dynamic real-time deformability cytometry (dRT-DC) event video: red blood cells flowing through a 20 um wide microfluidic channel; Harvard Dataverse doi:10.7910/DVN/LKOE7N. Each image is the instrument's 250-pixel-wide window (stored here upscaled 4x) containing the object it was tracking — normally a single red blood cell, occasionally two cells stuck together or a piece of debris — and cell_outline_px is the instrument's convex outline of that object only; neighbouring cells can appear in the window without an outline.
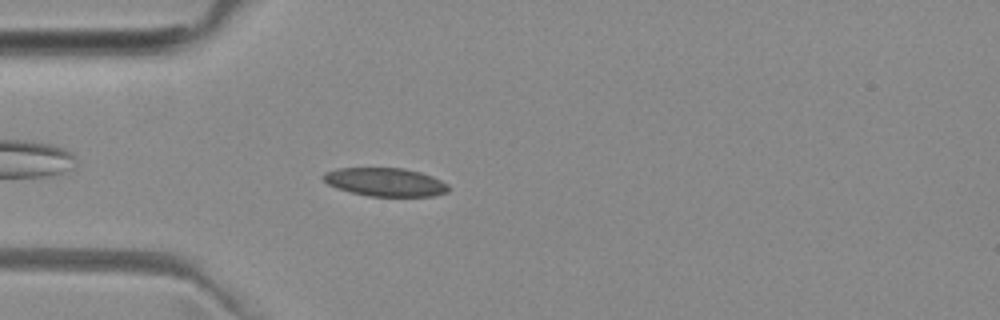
{"species": "common noctule bat (a hibernating species)", "species_latin": "Nyctalus noctula", "temperature_condition": "room temperature", "stored_images_in_passage": 42, "camera_frame_rate_fps": 3000, "um_per_image_px": 0.085, "animal": {"sex": "female", "body_mass_g": 29.2, "forearm_length_mm": 56.3}, "frame": {"image": 1, "passage_image": 4, "time_ms": 1.0, "image_size_px": [1000, 320], "cell_outline_px": [[448, 192], [432, 196], [368, 196], [336, 188], [328, 184], [320, 176], [324, 172], [336, 168], [404, 168], [420, 172], [432, 176], [448, 184]], "centroid_in_image_um": [32.72, 15.47], "position_along_channel_um": 52.3, "area_um2": 20.75}}
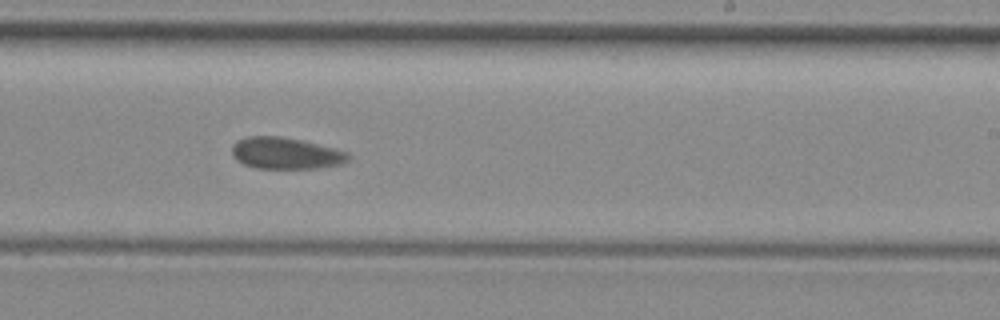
{"frame": {"image": 2, "passage_image": 21, "time_ms": 6.667, "image_size_px": [1000, 320], "cell_outline_px": [[352, 156], [348, 160], [340, 164], [316, 168], [256, 168], [244, 164], [236, 160], [232, 152], [232, 144], [236, 140], [248, 136], [280, 136], [300, 140], [348, 152]], "centroid_in_image_um": [24.25, 13.02], "position_along_channel_um": 264.7, "area_um2": 21.27}}
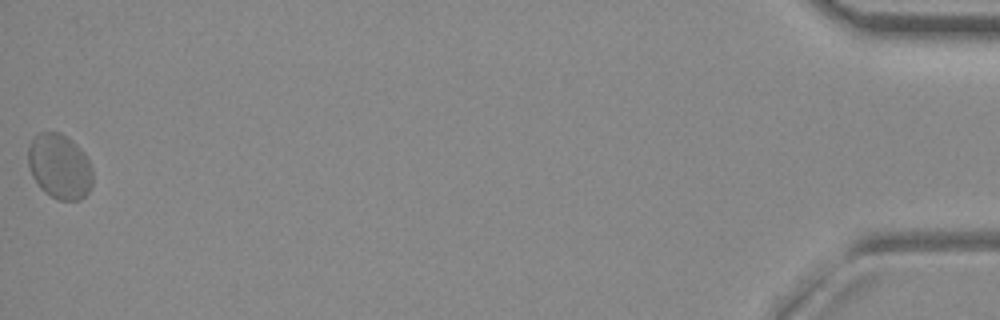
{"frame": {"image": 3, "passage_image": 42, "time_ms": 13.667, "image_size_px": [1000, 320], "cell_outline_px": [[92, 184], [88, 192], [80, 200], [60, 200], [44, 192], [40, 188], [32, 176], [28, 164], [28, 148], [32, 140], [40, 132], [60, 132], [76, 144], [84, 152], [92, 168]], "centroid_in_image_um": [5.06, 14.15], "position_along_channel_um": 430.1, "area_um2": 24.39}, "authors_computed_cell_mechanics": {"area_um2": 21.9062, "velocity_mm_per_s": 3.8998, "shape_relaxation_time_tau1_ms": null, "shape_relaxation_time_tau2_ms": 1.8213, "deformation_change_tau1": null, "deformation_change_tau2": 0.0635}}